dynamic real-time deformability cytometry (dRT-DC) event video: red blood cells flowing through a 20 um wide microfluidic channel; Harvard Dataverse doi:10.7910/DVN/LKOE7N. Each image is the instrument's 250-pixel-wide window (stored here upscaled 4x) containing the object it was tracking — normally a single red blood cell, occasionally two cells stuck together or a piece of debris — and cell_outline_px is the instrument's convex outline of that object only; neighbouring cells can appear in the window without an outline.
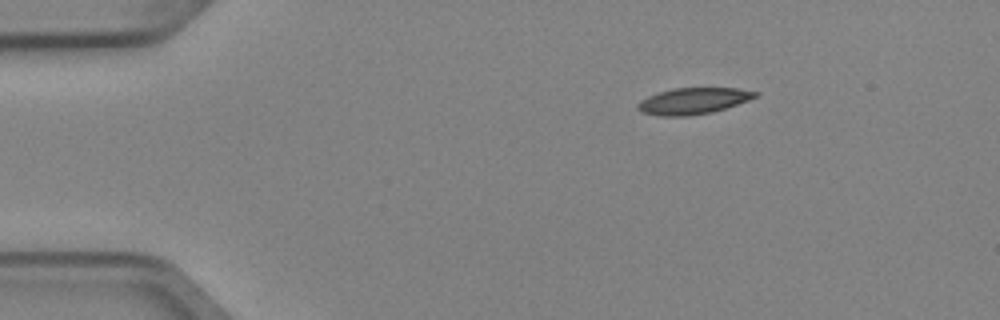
{"species": "Egyptian fruit bat (a non-hibernating species)", "species_latin": "Rousettus aegyptiacus", "temperature_condition": "cold", "stored_images_in_passage": 2, "camera_frame_rate_fps": 3000, "um_per_image_px": 0.085, "animal": {"sex": "female"}, "frame": {"image": 1, "passage_image": 1, "time_ms": 0.0, "image_size_px": [1000, 320], "cell_outline_px": [[760, 92], [756, 96], [748, 100], [712, 112], [688, 116], [660, 116], [640, 112], [636, 108], [636, 104], [640, 100], [648, 96], [660, 92], [676, 88], [736, 88]], "centroid_in_image_um": [58.87, 8.59], "position_along_channel_um": 26.1, "area_um2": 17.92}}